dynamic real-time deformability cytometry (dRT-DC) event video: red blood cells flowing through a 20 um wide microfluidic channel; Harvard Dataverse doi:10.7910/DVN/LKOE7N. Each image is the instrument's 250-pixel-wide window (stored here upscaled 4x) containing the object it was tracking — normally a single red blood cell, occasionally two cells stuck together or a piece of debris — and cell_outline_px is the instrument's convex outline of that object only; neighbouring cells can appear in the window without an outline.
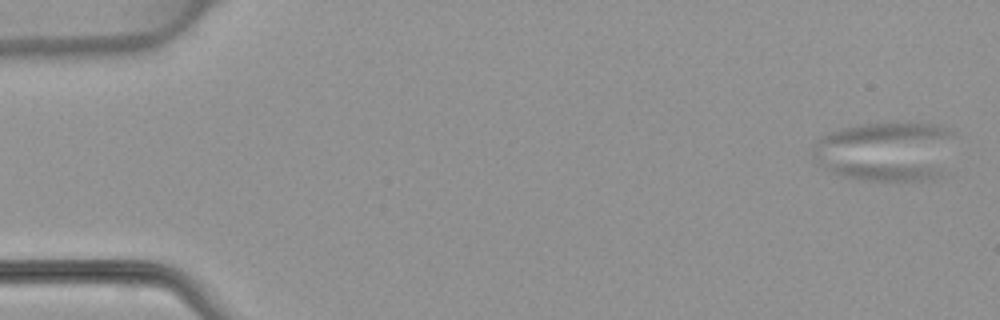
{"species": "common noctule bat (a hibernating species)", "species_latin": "Nyctalus noctula", "temperature_condition": "warm", "stored_images_in_passage": 52, "segment_of_instrument_passage": [1, 2], "camera_frame_rate_fps": 3000, "um_per_image_px": 0.085, "animal": {"sex": "female", "body_mass_g": 22.7, "forearm_length_mm": 54.2}, "frame": {"image": 1, "passage_image": 2, "time_ms": 0.333, "image_size_px": [1000, 320], "cell_outline_px": [[940, 172], [936, 180], [856, 180], [832, 172], [828, 168], [828, 164], [868, 164], [928, 168]], "centroid_in_image_um": [75.08, 14.65], "position_along_channel_um": 9.9, "area_um2": 10.46}}